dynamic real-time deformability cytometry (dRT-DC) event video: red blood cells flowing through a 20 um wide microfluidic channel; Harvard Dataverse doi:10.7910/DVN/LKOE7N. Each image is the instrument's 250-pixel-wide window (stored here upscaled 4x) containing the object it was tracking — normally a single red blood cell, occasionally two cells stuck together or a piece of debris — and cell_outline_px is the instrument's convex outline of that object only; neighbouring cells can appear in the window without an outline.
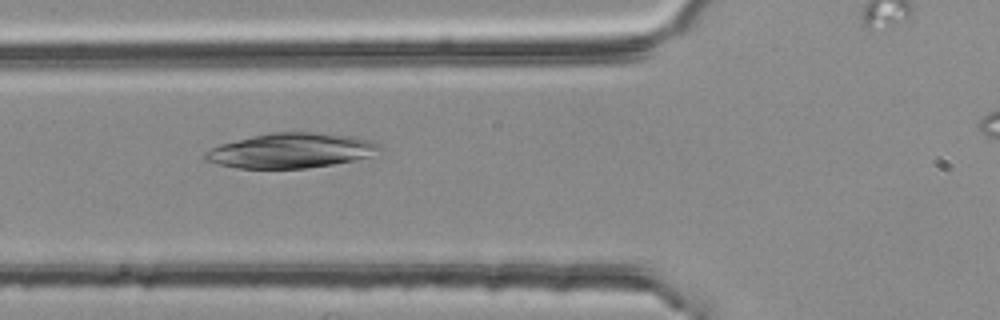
{"species": "common noctule bat (a hibernating species)", "species_latin": "Nyctalus noctula", "temperature_condition": "room temperature", "stored_images_in_passage": 40, "camera_frame_rate_fps": 3000, "um_per_image_px": 0.085, "animal": {"sex": "female", "body_mass_g": 25.1}, "frame": {"image": 1, "passage_image": 11, "time_ms": 3.333, "image_size_px": [1000, 320], "cell_outline_px": [[380, 148], [368, 156], [356, 160], [308, 168], [236, 168], [204, 160], [204, 152], [220, 144], [252, 136], [272, 132], [312, 132], [352, 136], [368, 140], [380, 144]], "centroid_in_image_um": [24.7, 12.8], "position_along_channel_um": 101.1, "area_um2": 35.08}}
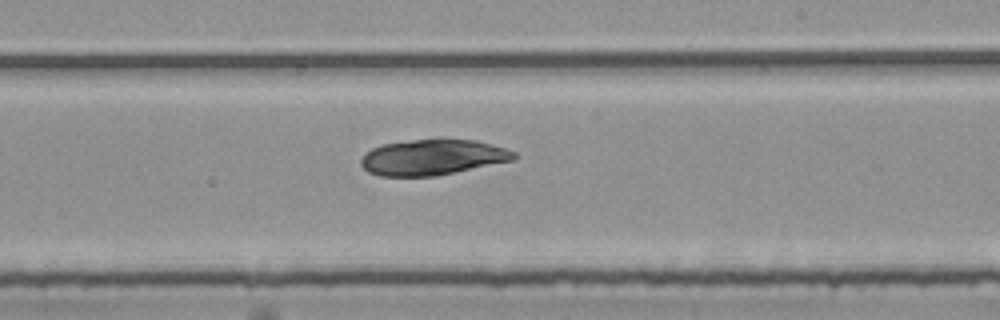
{"frame": {"image": 2, "passage_image": 23, "time_ms": 7.333, "image_size_px": [1000, 320], "cell_outline_px": [[516, 160], [436, 176], [380, 176], [368, 172], [360, 164], [360, 160], [372, 148], [384, 144], [412, 140], [476, 140], [504, 148], [516, 152]], "centroid_in_image_um": [36.79, 13.38], "position_along_channel_um": 252.2, "area_um2": 31.5}}
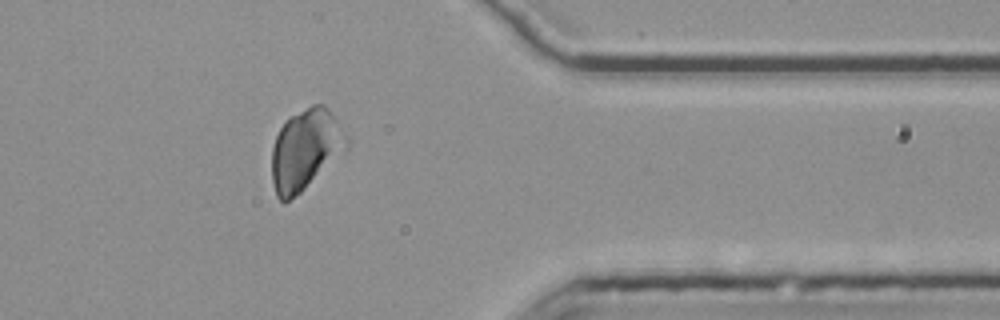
{"frame": {"image": 3, "passage_image": 35, "time_ms": 11.333, "image_size_px": [1000, 320], "cell_outline_px": [[348, 148], [296, 196], [284, 204], [276, 196], [272, 180], [272, 148], [276, 136], [280, 128], [292, 116], [312, 104], [324, 104], [328, 108], [336, 120], [348, 140]], "centroid_in_image_um": [25.94, 12.74], "position_along_channel_um": 385.5, "area_um2": 34.62}}